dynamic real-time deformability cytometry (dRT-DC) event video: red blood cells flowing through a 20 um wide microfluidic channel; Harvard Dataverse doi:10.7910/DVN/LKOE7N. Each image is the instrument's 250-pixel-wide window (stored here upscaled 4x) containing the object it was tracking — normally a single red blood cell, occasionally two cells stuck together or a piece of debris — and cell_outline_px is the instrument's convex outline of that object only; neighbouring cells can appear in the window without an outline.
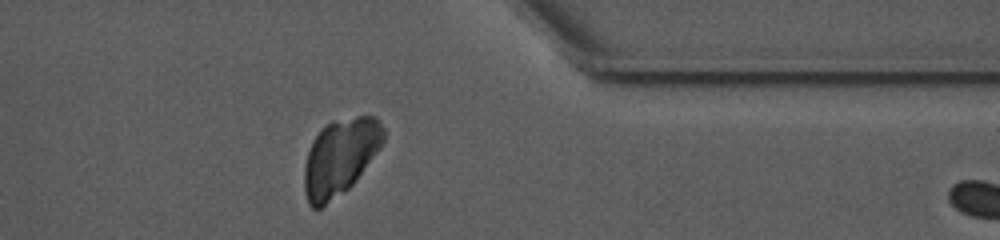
{"species": "common noctule bat (a hibernating species)", "species_latin": "Nyctalus noctula", "temperature_condition": "warm", "stored_images_in_passage": 30, "camera_frame_rate_fps": 3000, "um_per_image_px": 0.085, "animal": {"sex": "female", "body_mass_g": 10.0, "forearm_length_mm": 53.1}, "frame": {"image": 1, "passage_image": 29, "time_ms": 9.333, "image_size_px": [1000, 240], "cell_outline_px": [[384, 140], [380, 148], [356, 180], [348, 188], [320, 208], [312, 208], [308, 204], [304, 192], [304, 168], [308, 152], [312, 140], [324, 124], [332, 120], [356, 116], [376, 116], [380, 120], [384, 128]], "centroid_in_image_um": [28.9, 13.31], "position_along_channel_um": 382.5, "area_um2": 35.43}}